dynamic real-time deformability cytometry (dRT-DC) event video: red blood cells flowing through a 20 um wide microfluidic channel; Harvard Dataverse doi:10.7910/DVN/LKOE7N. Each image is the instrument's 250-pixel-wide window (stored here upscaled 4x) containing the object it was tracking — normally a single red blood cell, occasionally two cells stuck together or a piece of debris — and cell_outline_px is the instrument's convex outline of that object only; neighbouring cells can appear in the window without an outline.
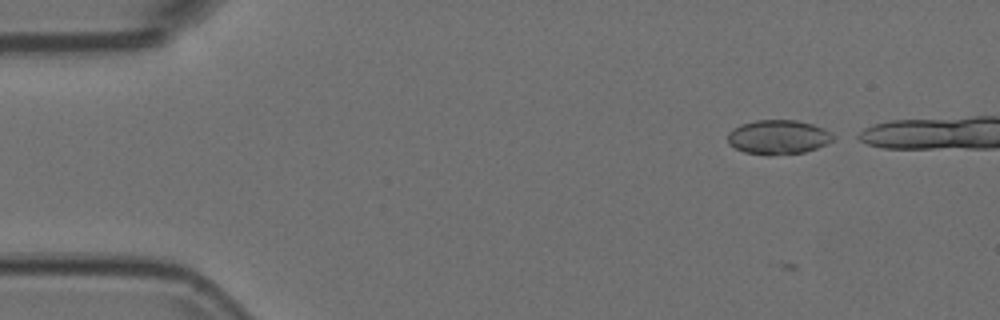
{"species": "Egyptian fruit bat (a non-hibernating species)", "species_latin": "Rousettus aegyptiacus", "temperature_condition": "room temperature", "stored_images_in_passage": 17, "camera_frame_rate_fps": 3000, "um_per_image_px": 0.085, "animal": {"sex": "female"}, "frame": {"image": 1, "passage_image": 5, "time_ms": 1.333, "image_size_px": [1000, 320], "cell_outline_px": [[836, 136], [832, 140], [816, 148], [804, 152], [768, 156], [744, 152], [728, 144], [728, 132], [732, 128], [740, 124], [756, 120], [796, 120], [812, 124], [824, 128]], "centroid_in_image_um": [66.12, 11.65], "position_along_channel_um": 18.9, "area_um2": 21.21}}